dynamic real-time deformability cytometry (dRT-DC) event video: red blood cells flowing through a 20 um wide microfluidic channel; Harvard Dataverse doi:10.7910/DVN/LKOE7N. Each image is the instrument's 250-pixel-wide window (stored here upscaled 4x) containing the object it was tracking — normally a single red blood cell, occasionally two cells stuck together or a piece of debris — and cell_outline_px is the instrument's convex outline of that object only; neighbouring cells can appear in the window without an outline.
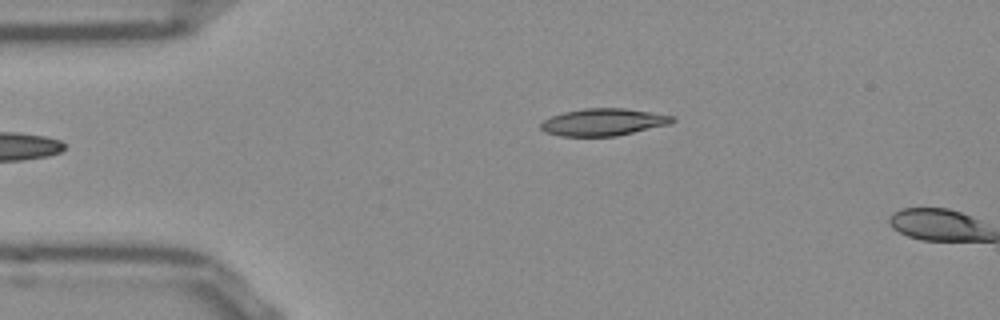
{"species": "Egyptian fruit bat (a non-hibernating species)", "species_latin": "Rousettus aegyptiacus", "temperature_condition": "room temperature", "stored_images_in_passage": 2, "camera_frame_rate_fps": 3000, "um_per_image_px": 0.085, "frame": {"image": 1, "passage_image": 1, "time_ms": 0.0, "image_size_px": [1000, 320], "cell_outline_px": [[676, 120], [672, 124], [616, 136], [560, 136], [544, 132], [540, 128], [540, 124], [544, 120], [552, 116], [564, 112], [584, 108], [624, 108], [672, 116]], "centroid_in_image_um": [51.28, 10.39], "position_along_channel_um": 33.7, "area_um2": 20.81}}